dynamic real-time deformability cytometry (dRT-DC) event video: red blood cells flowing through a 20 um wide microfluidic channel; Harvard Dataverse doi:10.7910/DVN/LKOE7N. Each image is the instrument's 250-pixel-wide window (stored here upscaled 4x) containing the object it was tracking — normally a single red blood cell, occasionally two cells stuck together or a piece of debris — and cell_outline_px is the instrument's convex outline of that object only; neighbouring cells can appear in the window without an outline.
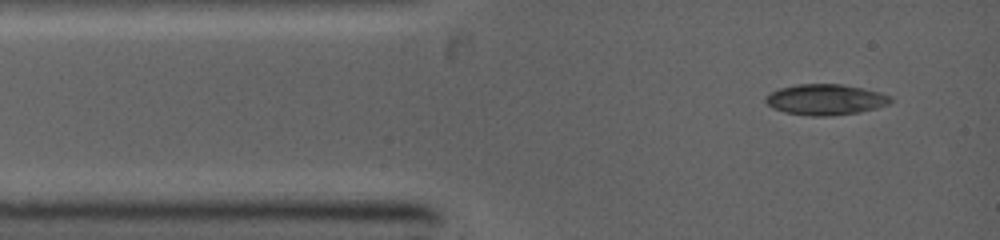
{"species": "common noctule bat (a hibernating species)", "species_latin": "Nyctalus noctula", "temperature_condition": "warm", "stored_images_in_passage": 4, "camera_frame_rate_fps": 5000, "um_per_image_px": 0.085, "animal": {"sex": "female", "body_mass_g": 19.0, "forearm_length_mm": 53.3}, "frame": {"image": 1, "passage_image": 1, "time_ms": 0.0, "image_size_px": [1000, 240], "cell_outline_px": [[892, 100], [888, 104], [876, 108], [860, 112], [824, 116], [812, 116], [784, 112], [772, 108], [764, 100], [772, 92], [780, 88], [796, 84], [844, 84], [864, 88], [880, 92], [892, 96]], "centroid_in_image_um": [70.19, 8.46], "position_along_channel_um": 14.8, "area_um2": 22.37}}
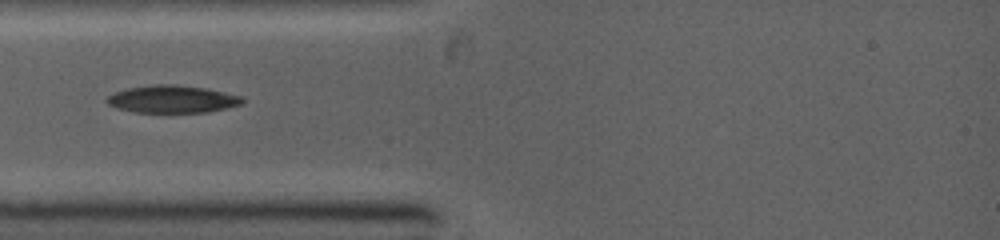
{"frame": {"image": 2, "passage_image": 3, "time_ms": 2.0, "image_size_px": [1000, 240], "cell_outline_px": [[244, 100], [240, 104], [208, 112], [136, 112], [116, 108], [108, 104], [104, 100], [108, 96], [124, 88], [152, 84], [176, 84], [208, 88], [240, 96]], "centroid_in_image_um": [14.59, 8.41], "position_along_channel_um": 70.4, "area_um2": 21.73}}
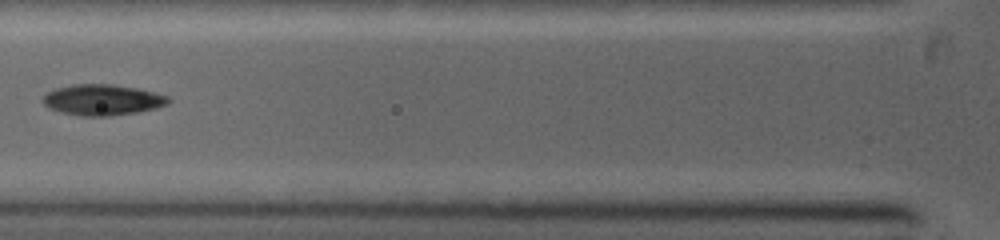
{"frame": {"image": 3, "passage_image": 4, "time_ms": 3.0, "image_size_px": [1000, 240], "cell_outline_px": [[172, 100], [168, 104], [136, 112], [108, 116], [84, 116], [64, 112], [48, 108], [44, 104], [44, 96], [48, 92], [56, 88], [72, 84], [112, 84], [136, 88], [168, 96]], "centroid_in_image_um": [8.71, 8.48], "position_along_channel_um": 117.1, "area_um2": 22.2}}